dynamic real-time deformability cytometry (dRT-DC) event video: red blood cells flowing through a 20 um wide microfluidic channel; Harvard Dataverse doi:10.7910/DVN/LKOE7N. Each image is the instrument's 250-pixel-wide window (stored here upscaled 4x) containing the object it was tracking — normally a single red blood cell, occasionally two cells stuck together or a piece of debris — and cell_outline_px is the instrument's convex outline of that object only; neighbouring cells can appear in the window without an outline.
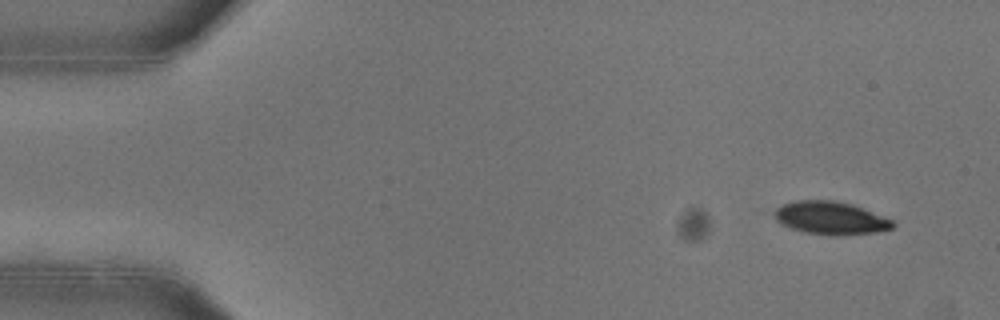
{"species": "common noctule bat (a hibernating species)", "species_latin": "Nyctalus noctula", "temperature_condition": "warm", "stored_images_in_passage": 53, "camera_frame_rate_fps": 3000, "um_per_image_px": 0.085, "animal": {"sex": "female"}, "frame": {"image": 1, "passage_image": 4, "time_ms": 1.0, "image_size_px": [1000, 320], "cell_outline_px": [[896, 224], [892, 228], [876, 232], [836, 236], [832, 236], [804, 232], [780, 224], [776, 220], [776, 208], [784, 204], [796, 200], [836, 200], [852, 204], [892, 220]], "centroid_in_image_um": [70.6, 18.53], "position_along_channel_um": 14.4, "area_um2": 22.6}}
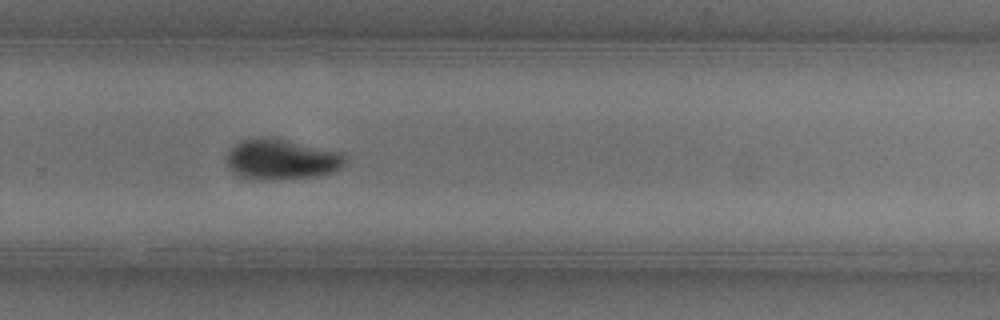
{"frame": {"image": 2, "passage_image": 35, "time_ms": 11.333, "image_size_px": [1000, 320], "cell_outline_px": [[344, 164], [336, 172], [320, 176], [268, 180], [260, 180], [240, 176], [228, 168], [228, 152], [240, 140], [256, 136], [268, 136], [344, 152]], "centroid_in_image_um": [23.95, 13.53], "position_along_channel_um": 305.9, "area_um2": 28.26}}
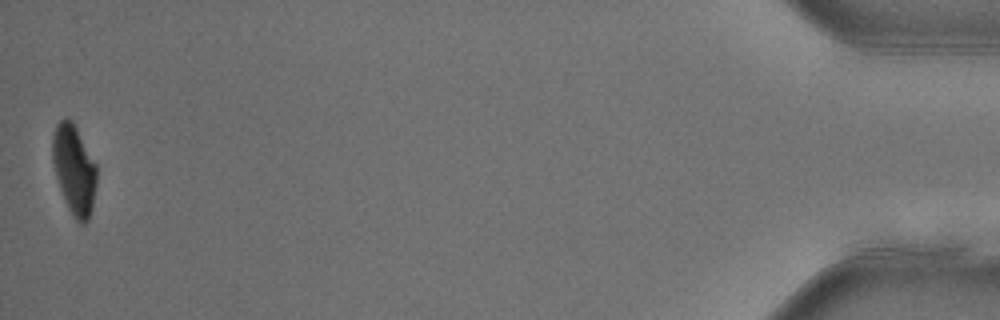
{"frame": {"image": 3, "passage_image": 52, "time_ms": 17.0, "image_size_px": [1000, 320], "cell_outline_px": [[96, 184], [92, 208], [88, 220], [84, 224], [80, 224], [72, 216], [68, 208], [60, 188], [56, 176], [52, 160], [52, 136], [56, 124], [64, 116], [68, 116], [72, 120], [96, 164]], "centroid_in_image_um": [6.29, 14.4], "position_along_channel_um": 428.9, "area_um2": 23.06}}